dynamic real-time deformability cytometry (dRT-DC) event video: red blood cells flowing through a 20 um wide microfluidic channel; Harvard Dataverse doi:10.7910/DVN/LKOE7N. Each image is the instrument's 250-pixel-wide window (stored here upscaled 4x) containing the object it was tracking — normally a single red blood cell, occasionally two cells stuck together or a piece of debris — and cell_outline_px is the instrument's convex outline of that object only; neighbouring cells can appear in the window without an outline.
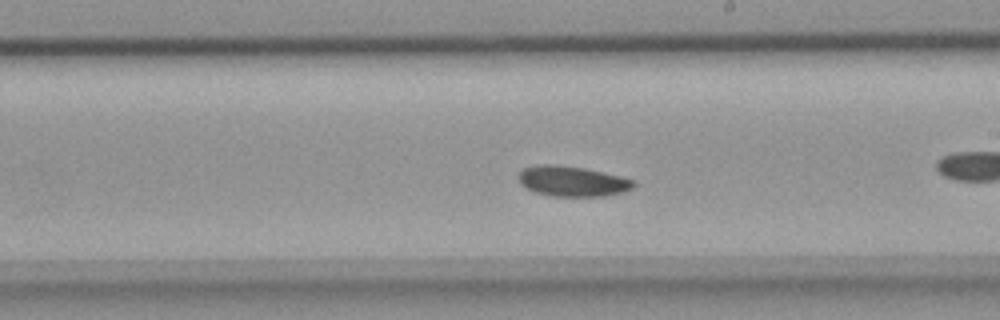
{"species": "common noctule bat (a hibernating species)", "species_latin": "Nyctalus noctula", "temperature_condition": "room temperature", "stored_images_in_passage": 27, "camera_frame_rate_fps": 3000, "um_per_image_px": 0.085, "animal": {"sex": "female", "body_mass_g": 18.4}, "frame": {"image": 1, "passage_image": 12, "time_ms": 3.667, "image_size_px": [1000, 320], "cell_outline_px": [[636, 184], [632, 188], [624, 192], [604, 196], [552, 196], [536, 192], [520, 184], [520, 172], [524, 168], [544, 164], [552, 164], [584, 168], [620, 176], [636, 180]], "centroid_in_image_um": [48.7, 15.41], "position_along_channel_um": 240.3, "area_um2": 20.11}}